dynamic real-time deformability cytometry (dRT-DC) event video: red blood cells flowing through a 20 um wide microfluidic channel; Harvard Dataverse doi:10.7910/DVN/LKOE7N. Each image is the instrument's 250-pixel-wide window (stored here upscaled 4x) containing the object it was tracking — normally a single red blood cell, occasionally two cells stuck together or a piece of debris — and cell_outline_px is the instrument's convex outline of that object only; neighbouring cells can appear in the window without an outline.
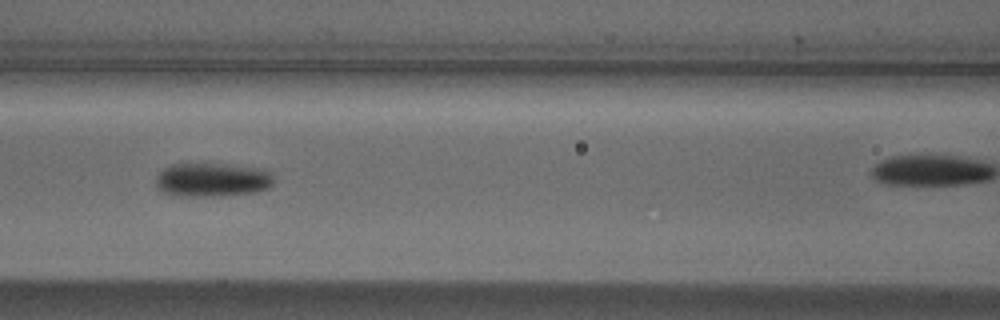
{"species": "Egyptian fruit bat (a non-hibernating species)", "species_latin": "Rousettus aegyptiacus", "temperature_condition": "cold", "stored_images_in_passage": 9, "camera_frame_rate_fps": 3000, "um_per_image_px": 0.085, "animal": {"sex": "male"}, "frame": {"image": 1, "passage_image": 7, "time_ms": 2.0, "image_size_px": [1000, 320], "cell_outline_px": [[272, 184], [268, 188], [256, 192], [212, 196], [176, 196], [164, 192], [156, 188], [156, 176], [168, 164], [228, 164], [264, 168], [272, 172]], "centroid_in_image_um": [18.04, 15.27], "position_along_channel_um": 148.6, "area_um2": 23.47}}
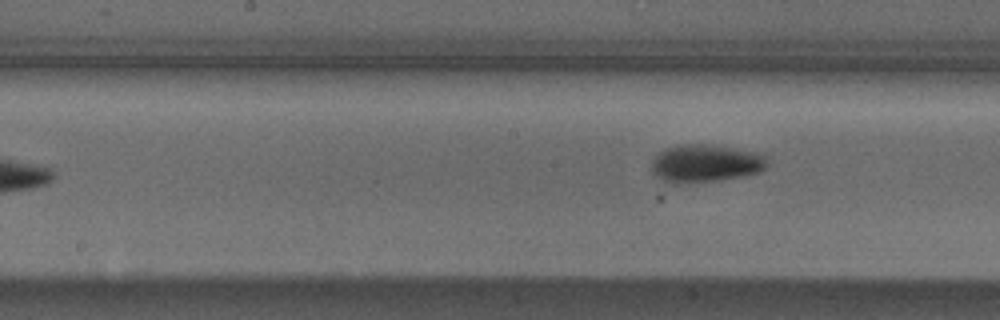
{"frame": {"image": 2, "passage_image": 9, "time_ms": 2.667, "image_size_px": [1000, 320], "cell_outline_px": [[768, 164], [760, 172], [744, 176], [716, 180], [676, 184], [664, 180], [656, 176], [652, 172], [652, 160], [660, 152], [668, 148], [680, 144], [700, 144], [732, 148], [756, 152], [764, 156]], "centroid_in_image_um": [59.95, 13.89], "position_along_channel_um": 188.2, "area_um2": 25.09}}